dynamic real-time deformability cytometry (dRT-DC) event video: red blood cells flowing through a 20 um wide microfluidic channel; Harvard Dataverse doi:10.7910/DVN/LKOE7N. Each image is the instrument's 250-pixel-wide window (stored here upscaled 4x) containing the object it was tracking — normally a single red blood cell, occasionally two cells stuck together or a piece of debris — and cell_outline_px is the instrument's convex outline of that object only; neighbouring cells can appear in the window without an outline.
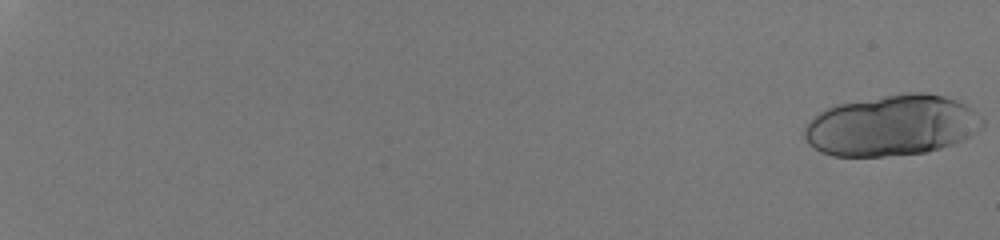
{"species": "human", "species_latin": "Homo sapiens", "temperature_condition": "room temperature", "stored_images_in_passage": 27, "camera_frame_rate_fps": 3000, "um_per_image_px": 0.085, "donor": {"sex": "male"}, "frame": {"image": 1, "passage_image": 1, "time_ms": 0.0, "image_size_px": [1000, 240], "cell_outline_px": [[984, 128], [964, 140], [940, 148], [924, 152], [884, 156], [832, 156], [820, 152], [808, 144], [804, 136], [804, 128], [820, 112], [836, 104], [884, 96], [912, 92], [924, 92], [944, 96], [956, 100], [972, 108], [984, 120]], "centroid_in_image_um": [75.84, 10.67], "position_along_channel_um": 9.2, "area_um2": 63.0}}
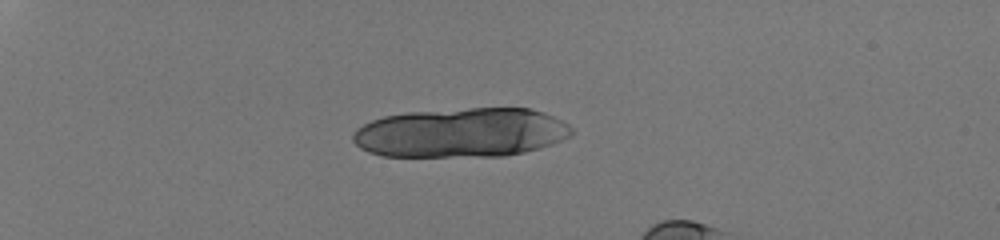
{"frame": {"image": 2, "passage_image": 18, "time_ms": 5.667, "image_size_px": [1000, 240], "cell_outline_px": [[572, 132], [568, 136], [552, 144], [540, 148], [524, 152], [504, 156], [384, 156], [368, 152], [360, 148], [352, 140], [352, 132], [356, 128], [372, 120], [384, 116], [408, 112], [472, 108], [528, 108], [544, 112], [568, 124], [572, 128]], "centroid_in_image_um": [39.17, 11.28], "position_along_channel_um": 45.8, "area_um2": 62.89}}